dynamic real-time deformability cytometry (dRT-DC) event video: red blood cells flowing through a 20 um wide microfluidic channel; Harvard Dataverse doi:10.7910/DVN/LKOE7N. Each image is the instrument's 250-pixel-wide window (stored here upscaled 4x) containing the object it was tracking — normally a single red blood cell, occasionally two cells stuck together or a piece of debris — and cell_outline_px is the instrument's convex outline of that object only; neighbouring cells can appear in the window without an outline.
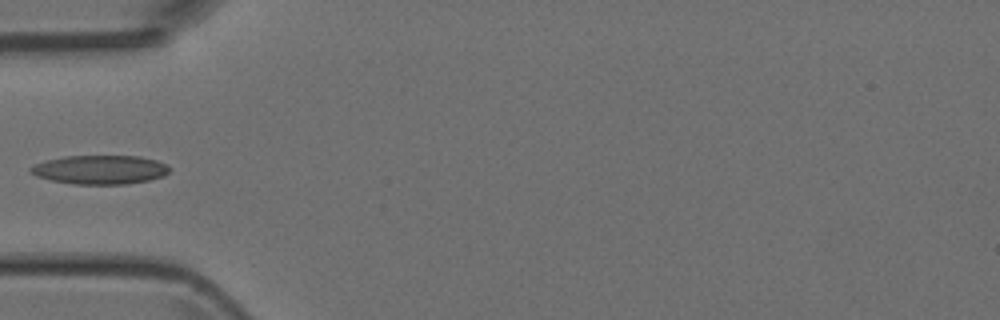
{"species": "Egyptian fruit bat (a non-hibernating species)", "species_latin": "Rousettus aegyptiacus", "temperature_condition": "room temperature", "stored_images_in_passage": 6, "camera_frame_rate_fps": 3000, "um_per_image_px": 0.085, "animal": {"sex": "female"}, "frame": {"image": 1, "passage_image": 5, "time_ms": 4.667, "image_size_px": [1000, 320], "cell_outline_px": [[172, 168], [164, 176], [148, 180], [124, 184], [76, 184], [52, 180], [36, 176], [28, 168], [36, 164], [48, 160], [64, 156], [140, 156], [156, 160]], "centroid_in_image_um": [8.53, 14.42], "position_along_channel_um": 76.5, "area_um2": 23.18}}
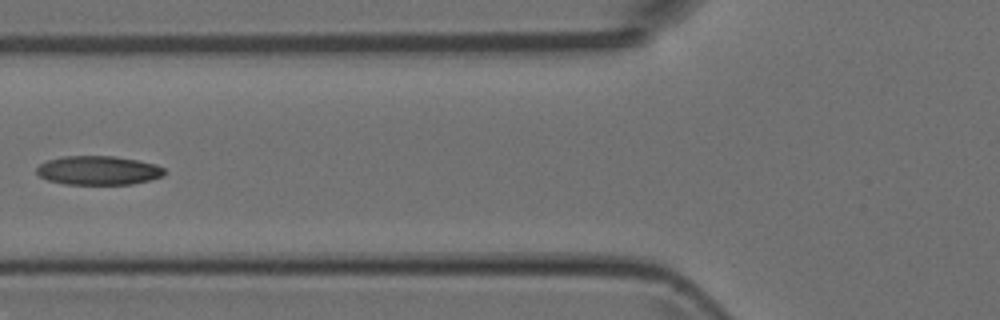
{"frame": {"image": 2, "passage_image": 6, "time_ms": 5.667, "image_size_px": [1000, 320], "cell_outline_px": [[164, 176], [152, 180], [132, 184], [64, 184], [48, 180], [40, 176], [36, 172], [36, 168], [40, 164], [48, 160], [64, 156], [112, 156], [136, 160], [156, 164], [164, 168]], "centroid_in_image_um": [8.37, 14.49], "position_along_channel_um": 117.4, "area_um2": 21.56}}